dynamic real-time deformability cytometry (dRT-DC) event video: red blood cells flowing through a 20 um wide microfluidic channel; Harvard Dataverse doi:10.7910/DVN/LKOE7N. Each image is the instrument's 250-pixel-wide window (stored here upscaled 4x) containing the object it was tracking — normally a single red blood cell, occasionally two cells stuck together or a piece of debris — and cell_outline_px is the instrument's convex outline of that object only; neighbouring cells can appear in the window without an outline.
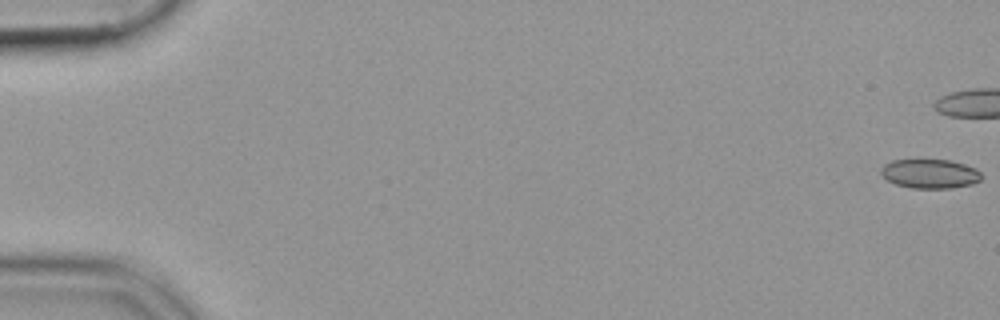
{"species": "common noctule bat (a hibernating species)", "species_latin": "Nyctalus noctula", "temperature_condition": "cold", "stored_images_in_passage": 44, "segment_of_instrument_passage": [1, 2], "camera_frame_rate_fps": 3000, "um_per_image_px": 0.085, "animal": {"sex": "female", "body_mass_g": 19.9}, "frame": {"image": 1, "passage_image": 1, "time_ms": 0.0, "image_size_px": [1000, 320], "cell_outline_px": [[980, 180], [972, 184], [952, 188], [912, 188], [896, 184], [888, 180], [880, 172], [880, 168], [884, 164], [892, 160], [948, 160], [964, 164], [976, 168], [980, 172]], "centroid_in_image_um": [79.04, 14.76], "position_along_channel_um": 6.0, "area_um2": 16.99}}
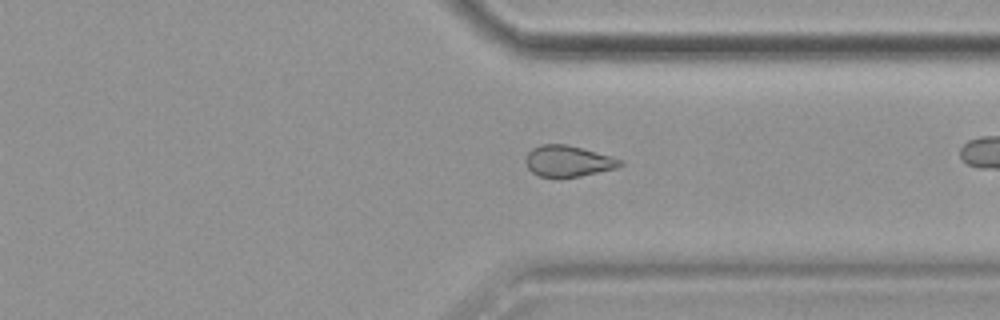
{"frame": {"image": 2, "passage_image": 42, "time_ms": 13.667, "image_size_px": [1000, 320], "cell_outline_px": [[624, 164], [616, 168], [580, 176], [540, 176], [532, 172], [528, 168], [524, 160], [528, 152], [532, 148], [540, 144], [568, 144], [624, 160]], "centroid_in_image_um": [48.28, 13.67], "position_along_channel_um": 363.1, "area_um2": 16.99}}